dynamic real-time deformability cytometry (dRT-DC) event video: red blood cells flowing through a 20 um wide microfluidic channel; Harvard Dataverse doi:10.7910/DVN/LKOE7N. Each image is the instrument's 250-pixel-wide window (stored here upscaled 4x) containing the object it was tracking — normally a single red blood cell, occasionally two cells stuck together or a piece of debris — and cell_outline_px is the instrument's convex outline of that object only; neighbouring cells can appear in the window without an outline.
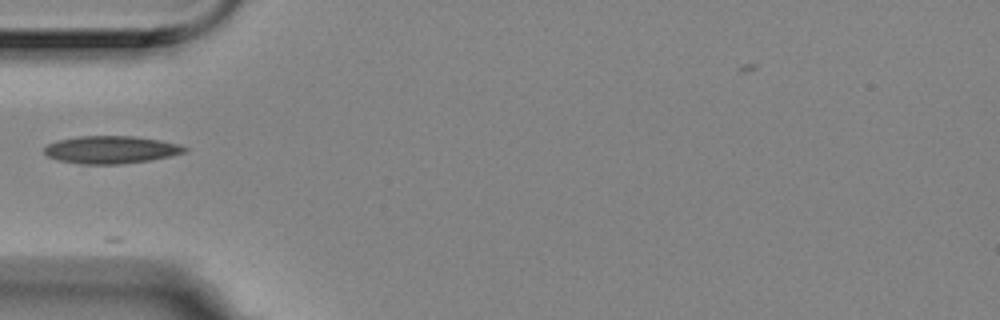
{"species": "Egyptian fruit bat (a non-hibernating species)", "species_latin": "Rousettus aegyptiacus", "temperature_condition": "room temperature", "stored_images_in_passage": 1, "camera_frame_rate_fps": 3000, "um_per_image_px": 0.085, "animal": {"sex": "female"}, "frame": {"image": 1, "passage_image": 1, "time_ms": 0.0, "image_size_px": [1000, 320], "cell_outline_px": [[188, 148], [184, 152], [168, 156], [148, 160], [120, 164], [80, 164], [60, 160], [48, 156], [44, 152], [44, 148], [48, 144], [56, 140], [80, 136], [132, 136], [160, 140], [180, 144]], "centroid_in_image_um": [9.41, 12.72], "position_along_channel_um": 75.6, "area_um2": 22.37}}